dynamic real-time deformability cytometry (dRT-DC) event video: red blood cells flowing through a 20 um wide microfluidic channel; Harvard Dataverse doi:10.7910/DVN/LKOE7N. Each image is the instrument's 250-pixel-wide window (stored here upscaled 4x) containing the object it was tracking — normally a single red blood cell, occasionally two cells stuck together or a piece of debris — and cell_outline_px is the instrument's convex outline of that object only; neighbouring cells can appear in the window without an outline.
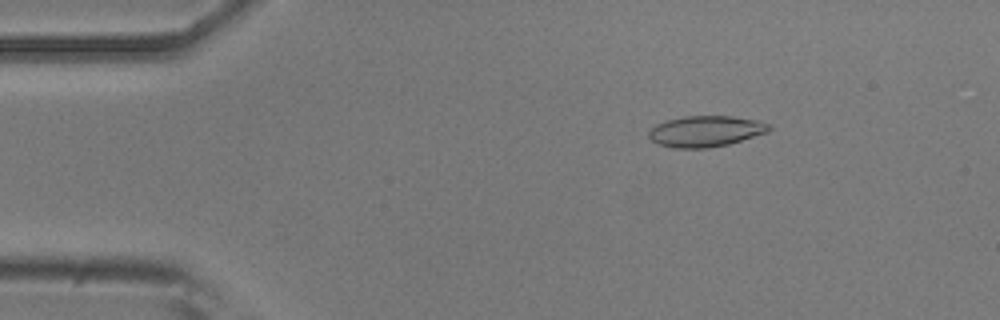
{"species": "common noctule bat (a hibernating species)", "species_latin": "Nyctalus noctula", "temperature_condition": "room temperature", "stored_images_in_passage": 53, "camera_frame_rate_fps": 3000, "um_per_image_px": 0.085, "animal": {"sex": "male", "body_mass_g": 20.5, "forearm_length_mm": 52.5}, "frame": {"image": 1, "passage_image": 8, "time_ms": 2.333, "image_size_px": [1000, 320], "cell_outline_px": [[772, 128], [768, 132], [728, 144], [708, 148], [672, 148], [656, 144], [648, 136], [648, 132], [656, 124], [668, 120], [684, 116], [732, 116], [756, 120], [768, 124]], "centroid_in_image_um": [59.95, 11.16], "position_along_channel_um": 25.0, "area_um2": 21.68}}
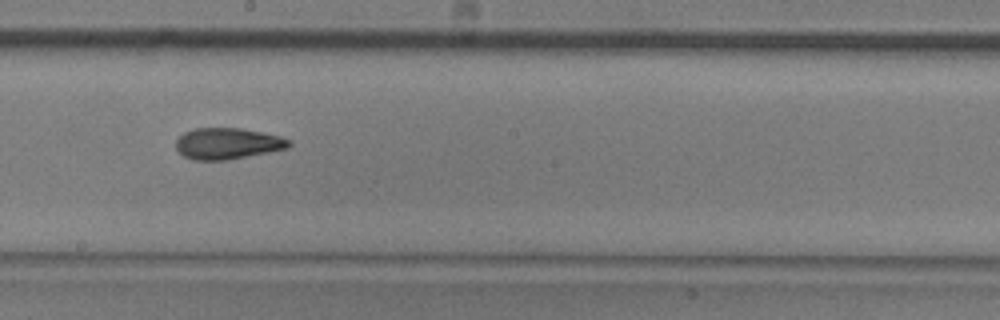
{"frame": {"image": 2, "passage_image": 29, "time_ms": 9.333, "image_size_px": [1000, 320], "cell_outline_px": [[292, 144], [288, 148], [228, 160], [192, 160], [184, 156], [176, 148], [176, 140], [184, 132], [196, 128], [240, 128], [280, 136], [292, 140]], "centroid_in_image_um": [19.35, 12.2], "position_along_channel_um": 228.8, "area_um2": 20.58}}
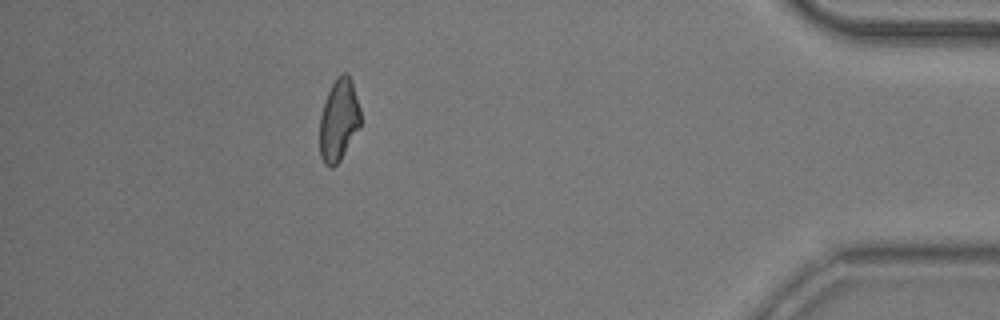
{"frame": {"image": 3, "passage_image": 47, "time_ms": 15.333, "image_size_px": [1000, 320], "cell_outline_px": [[360, 128], [340, 160], [332, 168], [324, 164], [320, 156], [320, 116], [328, 92], [336, 76], [340, 72], [344, 72], [352, 80], [360, 108]], "centroid_in_image_um": [28.8, 10.2], "position_along_channel_um": 406.4, "area_um2": 19.59}, "authors_computed_cell_mechanics": {"area_um2": 20.5768, "velocity_mm_per_s": 3.8064, "shape_relaxation_time_tau1_ms": 5.4388, "shape_relaxation_time_tau2_ms": 2.8032, "deformation_change_tau1": 0.1829, "deformation_change_tau2": 0.1042}}